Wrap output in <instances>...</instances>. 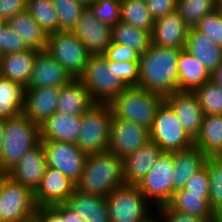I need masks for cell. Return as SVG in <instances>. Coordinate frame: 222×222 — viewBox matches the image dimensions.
<instances>
[{
    "mask_svg": "<svg viewBox=\"0 0 222 222\" xmlns=\"http://www.w3.org/2000/svg\"><path fill=\"white\" fill-rule=\"evenodd\" d=\"M180 50L151 43L139 58L137 87L168 96L178 91V57Z\"/></svg>",
    "mask_w": 222,
    "mask_h": 222,
    "instance_id": "cell-1",
    "label": "cell"
},
{
    "mask_svg": "<svg viewBox=\"0 0 222 222\" xmlns=\"http://www.w3.org/2000/svg\"><path fill=\"white\" fill-rule=\"evenodd\" d=\"M124 185L126 183L123 177V159L107 151L87 155L76 189L106 197Z\"/></svg>",
    "mask_w": 222,
    "mask_h": 222,
    "instance_id": "cell-2",
    "label": "cell"
},
{
    "mask_svg": "<svg viewBox=\"0 0 222 222\" xmlns=\"http://www.w3.org/2000/svg\"><path fill=\"white\" fill-rule=\"evenodd\" d=\"M39 142V126L23 113L4 119V144L0 154L1 172L7 174L22 156Z\"/></svg>",
    "mask_w": 222,
    "mask_h": 222,
    "instance_id": "cell-3",
    "label": "cell"
},
{
    "mask_svg": "<svg viewBox=\"0 0 222 222\" xmlns=\"http://www.w3.org/2000/svg\"><path fill=\"white\" fill-rule=\"evenodd\" d=\"M164 101V96L137 86H131L127 87L109 104L115 117L134 122L150 130L156 113Z\"/></svg>",
    "mask_w": 222,
    "mask_h": 222,
    "instance_id": "cell-4",
    "label": "cell"
},
{
    "mask_svg": "<svg viewBox=\"0 0 222 222\" xmlns=\"http://www.w3.org/2000/svg\"><path fill=\"white\" fill-rule=\"evenodd\" d=\"M94 102L110 103L127 86L116 77L115 62L104 55H90L79 77Z\"/></svg>",
    "mask_w": 222,
    "mask_h": 222,
    "instance_id": "cell-5",
    "label": "cell"
},
{
    "mask_svg": "<svg viewBox=\"0 0 222 222\" xmlns=\"http://www.w3.org/2000/svg\"><path fill=\"white\" fill-rule=\"evenodd\" d=\"M112 109L109 103L95 102L82 115L77 136V147L86 153H104L109 150Z\"/></svg>",
    "mask_w": 222,
    "mask_h": 222,
    "instance_id": "cell-6",
    "label": "cell"
},
{
    "mask_svg": "<svg viewBox=\"0 0 222 222\" xmlns=\"http://www.w3.org/2000/svg\"><path fill=\"white\" fill-rule=\"evenodd\" d=\"M33 192L7 174L0 177V212L5 222H33Z\"/></svg>",
    "mask_w": 222,
    "mask_h": 222,
    "instance_id": "cell-7",
    "label": "cell"
},
{
    "mask_svg": "<svg viewBox=\"0 0 222 222\" xmlns=\"http://www.w3.org/2000/svg\"><path fill=\"white\" fill-rule=\"evenodd\" d=\"M106 200L110 222H149L154 218L149 214V202L137 186L119 187L107 195Z\"/></svg>",
    "mask_w": 222,
    "mask_h": 222,
    "instance_id": "cell-8",
    "label": "cell"
},
{
    "mask_svg": "<svg viewBox=\"0 0 222 222\" xmlns=\"http://www.w3.org/2000/svg\"><path fill=\"white\" fill-rule=\"evenodd\" d=\"M149 136L150 141L156 143L163 152L182 151L194 146V140L186 133L165 101L156 113Z\"/></svg>",
    "mask_w": 222,
    "mask_h": 222,
    "instance_id": "cell-9",
    "label": "cell"
},
{
    "mask_svg": "<svg viewBox=\"0 0 222 222\" xmlns=\"http://www.w3.org/2000/svg\"><path fill=\"white\" fill-rule=\"evenodd\" d=\"M46 51L75 79L82 75L90 57L81 40L64 30L48 35Z\"/></svg>",
    "mask_w": 222,
    "mask_h": 222,
    "instance_id": "cell-10",
    "label": "cell"
},
{
    "mask_svg": "<svg viewBox=\"0 0 222 222\" xmlns=\"http://www.w3.org/2000/svg\"><path fill=\"white\" fill-rule=\"evenodd\" d=\"M173 152H163L154 167L137 185L147 201H153L155 209L166 206L173 195Z\"/></svg>",
    "mask_w": 222,
    "mask_h": 222,
    "instance_id": "cell-11",
    "label": "cell"
},
{
    "mask_svg": "<svg viewBox=\"0 0 222 222\" xmlns=\"http://www.w3.org/2000/svg\"><path fill=\"white\" fill-rule=\"evenodd\" d=\"M40 142L45 151L47 166L58 169L76 184L83 173L87 154L73 143L53 140Z\"/></svg>",
    "mask_w": 222,
    "mask_h": 222,
    "instance_id": "cell-12",
    "label": "cell"
},
{
    "mask_svg": "<svg viewBox=\"0 0 222 222\" xmlns=\"http://www.w3.org/2000/svg\"><path fill=\"white\" fill-rule=\"evenodd\" d=\"M90 55H104L112 43V28L100 21L90 7H85L71 30Z\"/></svg>",
    "mask_w": 222,
    "mask_h": 222,
    "instance_id": "cell-13",
    "label": "cell"
},
{
    "mask_svg": "<svg viewBox=\"0 0 222 222\" xmlns=\"http://www.w3.org/2000/svg\"><path fill=\"white\" fill-rule=\"evenodd\" d=\"M150 141L149 130L112 114L109 152L120 158L135 152Z\"/></svg>",
    "mask_w": 222,
    "mask_h": 222,
    "instance_id": "cell-14",
    "label": "cell"
},
{
    "mask_svg": "<svg viewBox=\"0 0 222 222\" xmlns=\"http://www.w3.org/2000/svg\"><path fill=\"white\" fill-rule=\"evenodd\" d=\"M76 188L68 177L58 169L47 166L37 189L33 192L36 207L63 204Z\"/></svg>",
    "mask_w": 222,
    "mask_h": 222,
    "instance_id": "cell-15",
    "label": "cell"
},
{
    "mask_svg": "<svg viewBox=\"0 0 222 222\" xmlns=\"http://www.w3.org/2000/svg\"><path fill=\"white\" fill-rule=\"evenodd\" d=\"M186 133L194 140L198 135L204 113L196 95L189 91H176L165 97Z\"/></svg>",
    "mask_w": 222,
    "mask_h": 222,
    "instance_id": "cell-16",
    "label": "cell"
},
{
    "mask_svg": "<svg viewBox=\"0 0 222 222\" xmlns=\"http://www.w3.org/2000/svg\"><path fill=\"white\" fill-rule=\"evenodd\" d=\"M60 88L57 86L25 88L22 113L34 124L40 126L56 112Z\"/></svg>",
    "mask_w": 222,
    "mask_h": 222,
    "instance_id": "cell-17",
    "label": "cell"
},
{
    "mask_svg": "<svg viewBox=\"0 0 222 222\" xmlns=\"http://www.w3.org/2000/svg\"><path fill=\"white\" fill-rule=\"evenodd\" d=\"M189 27L175 10L154 21L151 43L165 48L185 49Z\"/></svg>",
    "mask_w": 222,
    "mask_h": 222,
    "instance_id": "cell-18",
    "label": "cell"
},
{
    "mask_svg": "<svg viewBox=\"0 0 222 222\" xmlns=\"http://www.w3.org/2000/svg\"><path fill=\"white\" fill-rule=\"evenodd\" d=\"M47 168L42 143L28 150L7 175L34 192L41 182Z\"/></svg>",
    "mask_w": 222,
    "mask_h": 222,
    "instance_id": "cell-19",
    "label": "cell"
},
{
    "mask_svg": "<svg viewBox=\"0 0 222 222\" xmlns=\"http://www.w3.org/2000/svg\"><path fill=\"white\" fill-rule=\"evenodd\" d=\"M72 76L46 50L39 51L34 61L30 81L25 88L62 87Z\"/></svg>",
    "mask_w": 222,
    "mask_h": 222,
    "instance_id": "cell-20",
    "label": "cell"
},
{
    "mask_svg": "<svg viewBox=\"0 0 222 222\" xmlns=\"http://www.w3.org/2000/svg\"><path fill=\"white\" fill-rule=\"evenodd\" d=\"M162 153V149L156 143L149 141L123 158V177L126 185L137 186L152 170Z\"/></svg>",
    "mask_w": 222,
    "mask_h": 222,
    "instance_id": "cell-21",
    "label": "cell"
},
{
    "mask_svg": "<svg viewBox=\"0 0 222 222\" xmlns=\"http://www.w3.org/2000/svg\"><path fill=\"white\" fill-rule=\"evenodd\" d=\"M82 124V115L55 112L39 126L40 140L75 144Z\"/></svg>",
    "mask_w": 222,
    "mask_h": 222,
    "instance_id": "cell-22",
    "label": "cell"
},
{
    "mask_svg": "<svg viewBox=\"0 0 222 222\" xmlns=\"http://www.w3.org/2000/svg\"><path fill=\"white\" fill-rule=\"evenodd\" d=\"M65 204L86 222H110L105 196L81 192L75 188Z\"/></svg>",
    "mask_w": 222,
    "mask_h": 222,
    "instance_id": "cell-23",
    "label": "cell"
},
{
    "mask_svg": "<svg viewBox=\"0 0 222 222\" xmlns=\"http://www.w3.org/2000/svg\"><path fill=\"white\" fill-rule=\"evenodd\" d=\"M185 50L210 73L222 63V47L196 28L189 29Z\"/></svg>",
    "mask_w": 222,
    "mask_h": 222,
    "instance_id": "cell-24",
    "label": "cell"
},
{
    "mask_svg": "<svg viewBox=\"0 0 222 222\" xmlns=\"http://www.w3.org/2000/svg\"><path fill=\"white\" fill-rule=\"evenodd\" d=\"M170 210L197 216L204 222H217L219 217L210 208L209 194H195L187 190H177L166 205Z\"/></svg>",
    "mask_w": 222,
    "mask_h": 222,
    "instance_id": "cell-25",
    "label": "cell"
},
{
    "mask_svg": "<svg viewBox=\"0 0 222 222\" xmlns=\"http://www.w3.org/2000/svg\"><path fill=\"white\" fill-rule=\"evenodd\" d=\"M39 51L29 48L22 52L0 56L1 77L26 87L30 81L33 65Z\"/></svg>",
    "mask_w": 222,
    "mask_h": 222,
    "instance_id": "cell-26",
    "label": "cell"
},
{
    "mask_svg": "<svg viewBox=\"0 0 222 222\" xmlns=\"http://www.w3.org/2000/svg\"><path fill=\"white\" fill-rule=\"evenodd\" d=\"M95 102L80 79L73 78L60 88L56 112L69 115H83Z\"/></svg>",
    "mask_w": 222,
    "mask_h": 222,
    "instance_id": "cell-27",
    "label": "cell"
},
{
    "mask_svg": "<svg viewBox=\"0 0 222 222\" xmlns=\"http://www.w3.org/2000/svg\"><path fill=\"white\" fill-rule=\"evenodd\" d=\"M211 80V73L185 49L178 57V91L193 92Z\"/></svg>",
    "mask_w": 222,
    "mask_h": 222,
    "instance_id": "cell-28",
    "label": "cell"
},
{
    "mask_svg": "<svg viewBox=\"0 0 222 222\" xmlns=\"http://www.w3.org/2000/svg\"><path fill=\"white\" fill-rule=\"evenodd\" d=\"M174 156V177L173 193L183 189L187 180L196 172L201 170L207 160V156L197 147L173 152Z\"/></svg>",
    "mask_w": 222,
    "mask_h": 222,
    "instance_id": "cell-29",
    "label": "cell"
},
{
    "mask_svg": "<svg viewBox=\"0 0 222 222\" xmlns=\"http://www.w3.org/2000/svg\"><path fill=\"white\" fill-rule=\"evenodd\" d=\"M12 31L25 41V44L32 49L43 51L47 48L48 34L33 19L30 13L25 10L6 20Z\"/></svg>",
    "mask_w": 222,
    "mask_h": 222,
    "instance_id": "cell-30",
    "label": "cell"
},
{
    "mask_svg": "<svg viewBox=\"0 0 222 222\" xmlns=\"http://www.w3.org/2000/svg\"><path fill=\"white\" fill-rule=\"evenodd\" d=\"M194 146L207 157H214L222 149V115H204Z\"/></svg>",
    "mask_w": 222,
    "mask_h": 222,
    "instance_id": "cell-31",
    "label": "cell"
},
{
    "mask_svg": "<svg viewBox=\"0 0 222 222\" xmlns=\"http://www.w3.org/2000/svg\"><path fill=\"white\" fill-rule=\"evenodd\" d=\"M25 87L18 82L0 78V119L4 120L22 113Z\"/></svg>",
    "mask_w": 222,
    "mask_h": 222,
    "instance_id": "cell-32",
    "label": "cell"
},
{
    "mask_svg": "<svg viewBox=\"0 0 222 222\" xmlns=\"http://www.w3.org/2000/svg\"><path fill=\"white\" fill-rule=\"evenodd\" d=\"M112 43L130 47L141 55L151 46V31L135 28L119 21L112 27Z\"/></svg>",
    "mask_w": 222,
    "mask_h": 222,
    "instance_id": "cell-33",
    "label": "cell"
},
{
    "mask_svg": "<svg viewBox=\"0 0 222 222\" xmlns=\"http://www.w3.org/2000/svg\"><path fill=\"white\" fill-rule=\"evenodd\" d=\"M120 21L135 28L152 31L154 19L145 0H120Z\"/></svg>",
    "mask_w": 222,
    "mask_h": 222,
    "instance_id": "cell-34",
    "label": "cell"
},
{
    "mask_svg": "<svg viewBox=\"0 0 222 222\" xmlns=\"http://www.w3.org/2000/svg\"><path fill=\"white\" fill-rule=\"evenodd\" d=\"M26 10L48 35L59 31V20L52 0H27Z\"/></svg>",
    "mask_w": 222,
    "mask_h": 222,
    "instance_id": "cell-35",
    "label": "cell"
},
{
    "mask_svg": "<svg viewBox=\"0 0 222 222\" xmlns=\"http://www.w3.org/2000/svg\"><path fill=\"white\" fill-rule=\"evenodd\" d=\"M215 9V0H177L176 3V11L189 29L195 28L205 15Z\"/></svg>",
    "mask_w": 222,
    "mask_h": 222,
    "instance_id": "cell-36",
    "label": "cell"
},
{
    "mask_svg": "<svg viewBox=\"0 0 222 222\" xmlns=\"http://www.w3.org/2000/svg\"><path fill=\"white\" fill-rule=\"evenodd\" d=\"M196 95L204 115H222V88L212 80L196 88Z\"/></svg>",
    "mask_w": 222,
    "mask_h": 222,
    "instance_id": "cell-37",
    "label": "cell"
},
{
    "mask_svg": "<svg viewBox=\"0 0 222 222\" xmlns=\"http://www.w3.org/2000/svg\"><path fill=\"white\" fill-rule=\"evenodd\" d=\"M204 166L209 174V205L220 217L222 216V164L214 157H208Z\"/></svg>",
    "mask_w": 222,
    "mask_h": 222,
    "instance_id": "cell-38",
    "label": "cell"
},
{
    "mask_svg": "<svg viewBox=\"0 0 222 222\" xmlns=\"http://www.w3.org/2000/svg\"><path fill=\"white\" fill-rule=\"evenodd\" d=\"M59 20V31H71L85 8L78 0H52Z\"/></svg>",
    "mask_w": 222,
    "mask_h": 222,
    "instance_id": "cell-39",
    "label": "cell"
},
{
    "mask_svg": "<svg viewBox=\"0 0 222 222\" xmlns=\"http://www.w3.org/2000/svg\"><path fill=\"white\" fill-rule=\"evenodd\" d=\"M89 7L100 21L111 28L120 21V0H98Z\"/></svg>",
    "mask_w": 222,
    "mask_h": 222,
    "instance_id": "cell-40",
    "label": "cell"
},
{
    "mask_svg": "<svg viewBox=\"0 0 222 222\" xmlns=\"http://www.w3.org/2000/svg\"><path fill=\"white\" fill-rule=\"evenodd\" d=\"M195 28L222 47V15L219 9L205 15Z\"/></svg>",
    "mask_w": 222,
    "mask_h": 222,
    "instance_id": "cell-41",
    "label": "cell"
},
{
    "mask_svg": "<svg viewBox=\"0 0 222 222\" xmlns=\"http://www.w3.org/2000/svg\"><path fill=\"white\" fill-rule=\"evenodd\" d=\"M29 49L25 41L7 23L0 27V56Z\"/></svg>",
    "mask_w": 222,
    "mask_h": 222,
    "instance_id": "cell-42",
    "label": "cell"
},
{
    "mask_svg": "<svg viewBox=\"0 0 222 222\" xmlns=\"http://www.w3.org/2000/svg\"><path fill=\"white\" fill-rule=\"evenodd\" d=\"M116 77L127 87L137 86L139 80V62H115Z\"/></svg>",
    "mask_w": 222,
    "mask_h": 222,
    "instance_id": "cell-43",
    "label": "cell"
},
{
    "mask_svg": "<svg viewBox=\"0 0 222 222\" xmlns=\"http://www.w3.org/2000/svg\"><path fill=\"white\" fill-rule=\"evenodd\" d=\"M104 56L109 61L114 62H139L140 54L135 50L127 47L125 45L119 43H111V45L107 48Z\"/></svg>",
    "mask_w": 222,
    "mask_h": 222,
    "instance_id": "cell-44",
    "label": "cell"
},
{
    "mask_svg": "<svg viewBox=\"0 0 222 222\" xmlns=\"http://www.w3.org/2000/svg\"><path fill=\"white\" fill-rule=\"evenodd\" d=\"M210 183L207 168L204 166L201 170L193 174L186 182L183 190L195 194H209Z\"/></svg>",
    "mask_w": 222,
    "mask_h": 222,
    "instance_id": "cell-45",
    "label": "cell"
},
{
    "mask_svg": "<svg viewBox=\"0 0 222 222\" xmlns=\"http://www.w3.org/2000/svg\"><path fill=\"white\" fill-rule=\"evenodd\" d=\"M33 222H66L63 218V204L36 207Z\"/></svg>",
    "mask_w": 222,
    "mask_h": 222,
    "instance_id": "cell-46",
    "label": "cell"
},
{
    "mask_svg": "<svg viewBox=\"0 0 222 222\" xmlns=\"http://www.w3.org/2000/svg\"><path fill=\"white\" fill-rule=\"evenodd\" d=\"M154 20L176 10L177 0H145Z\"/></svg>",
    "mask_w": 222,
    "mask_h": 222,
    "instance_id": "cell-47",
    "label": "cell"
},
{
    "mask_svg": "<svg viewBox=\"0 0 222 222\" xmlns=\"http://www.w3.org/2000/svg\"><path fill=\"white\" fill-rule=\"evenodd\" d=\"M159 216H163L165 222H204L201 218L175 210H170L167 206L155 209Z\"/></svg>",
    "mask_w": 222,
    "mask_h": 222,
    "instance_id": "cell-48",
    "label": "cell"
},
{
    "mask_svg": "<svg viewBox=\"0 0 222 222\" xmlns=\"http://www.w3.org/2000/svg\"><path fill=\"white\" fill-rule=\"evenodd\" d=\"M27 0H0V16L6 21L26 10Z\"/></svg>",
    "mask_w": 222,
    "mask_h": 222,
    "instance_id": "cell-49",
    "label": "cell"
},
{
    "mask_svg": "<svg viewBox=\"0 0 222 222\" xmlns=\"http://www.w3.org/2000/svg\"><path fill=\"white\" fill-rule=\"evenodd\" d=\"M63 218L66 222H86L82 217L63 203Z\"/></svg>",
    "mask_w": 222,
    "mask_h": 222,
    "instance_id": "cell-50",
    "label": "cell"
},
{
    "mask_svg": "<svg viewBox=\"0 0 222 222\" xmlns=\"http://www.w3.org/2000/svg\"><path fill=\"white\" fill-rule=\"evenodd\" d=\"M211 80L222 88V63L211 73Z\"/></svg>",
    "mask_w": 222,
    "mask_h": 222,
    "instance_id": "cell-51",
    "label": "cell"
},
{
    "mask_svg": "<svg viewBox=\"0 0 222 222\" xmlns=\"http://www.w3.org/2000/svg\"><path fill=\"white\" fill-rule=\"evenodd\" d=\"M4 144V120L0 119V154Z\"/></svg>",
    "mask_w": 222,
    "mask_h": 222,
    "instance_id": "cell-52",
    "label": "cell"
},
{
    "mask_svg": "<svg viewBox=\"0 0 222 222\" xmlns=\"http://www.w3.org/2000/svg\"><path fill=\"white\" fill-rule=\"evenodd\" d=\"M85 7H89L92 4H95L98 0H78Z\"/></svg>",
    "mask_w": 222,
    "mask_h": 222,
    "instance_id": "cell-53",
    "label": "cell"
},
{
    "mask_svg": "<svg viewBox=\"0 0 222 222\" xmlns=\"http://www.w3.org/2000/svg\"><path fill=\"white\" fill-rule=\"evenodd\" d=\"M214 158L222 164V149L214 156Z\"/></svg>",
    "mask_w": 222,
    "mask_h": 222,
    "instance_id": "cell-54",
    "label": "cell"
},
{
    "mask_svg": "<svg viewBox=\"0 0 222 222\" xmlns=\"http://www.w3.org/2000/svg\"><path fill=\"white\" fill-rule=\"evenodd\" d=\"M216 9H222V0H215Z\"/></svg>",
    "mask_w": 222,
    "mask_h": 222,
    "instance_id": "cell-55",
    "label": "cell"
},
{
    "mask_svg": "<svg viewBox=\"0 0 222 222\" xmlns=\"http://www.w3.org/2000/svg\"><path fill=\"white\" fill-rule=\"evenodd\" d=\"M6 21L0 16V27L3 26Z\"/></svg>",
    "mask_w": 222,
    "mask_h": 222,
    "instance_id": "cell-56",
    "label": "cell"
},
{
    "mask_svg": "<svg viewBox=\"0 0 222 222\" xmlns=\"http://www.w3.org/2000/svg\"><path fill=\"white\" fill-rule=\"evenodd\" d=\"M0 222H5L2 218L1 212H0Z\"/></svg>",
    "mask_w": 222,
    "mask_h": 222,
    "instance_id": "cell-57",
    "label": "cell"
},
{
    "mask_svg": "<svg viewBox=\"0 0 222 222\" xmlns=\"http://www.w3.org/2000/svg\"><path fill=\"white\" fill-rule=\"evenodd\" d=\"M159 220H157V219H152V220H150L149 222H158Z\"/></svg>",
    "mask_w": 222,
    "mask_h": 222,
    "instance_id": "cell-58",
    "label": "cell"
},
{
    "mask_svg": "<svg viewBox=\"0 0 222 222\" xmlns=\"http://www.w3.org/2000/svg\"><path fill=\"white\" fill-rule=\"evenodd\" d=\"M218 221H219V222H222V216L219 217V220H218Z\"/></svg>",
    "mask_w": 222,
    "mask_h": 222,
    "instance_id": "cell-59",
    "label": "cell"
}]
</instances>
